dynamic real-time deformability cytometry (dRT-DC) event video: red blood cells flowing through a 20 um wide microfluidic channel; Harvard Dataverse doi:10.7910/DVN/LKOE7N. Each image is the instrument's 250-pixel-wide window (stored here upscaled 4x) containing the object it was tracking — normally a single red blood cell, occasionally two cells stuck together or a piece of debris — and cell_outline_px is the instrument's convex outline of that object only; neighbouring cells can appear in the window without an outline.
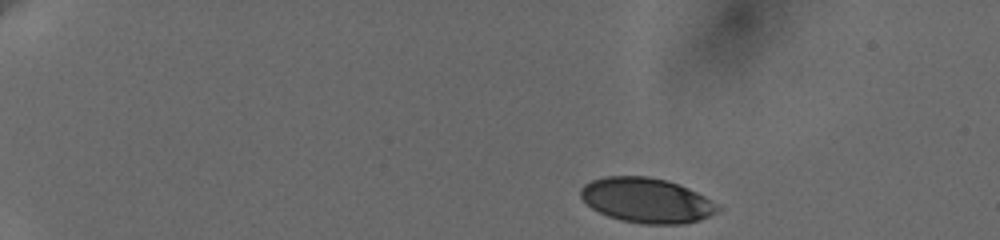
{"species": "human", "species_latin": "Homo sapiens", "temperature_condition": "cold", "stored_images_in_passage": 54, "camera_frame_rate_fps": 3000, "um_per_image_px": 0.085, "donor": {"sex": "female"}, "frame": {"image": 1, "passage_image": 1, "time_ms": 0.0, "image_size_px": [1000, 240], "cell_outline_px": [[724, 208], [700, 220], [684, 224], [644, 224], [624, 220], [608, 216], [592, 208], [580, 196], [580, 188], [584, 184], [592, 180], [604, 176], [648, 176], [668, 180], [688, 188], [704, 196]], "centroid_in_image_um": [54.98, 17.02], "position_along_channel_um": 30.0, "area_um2": 35.84}}
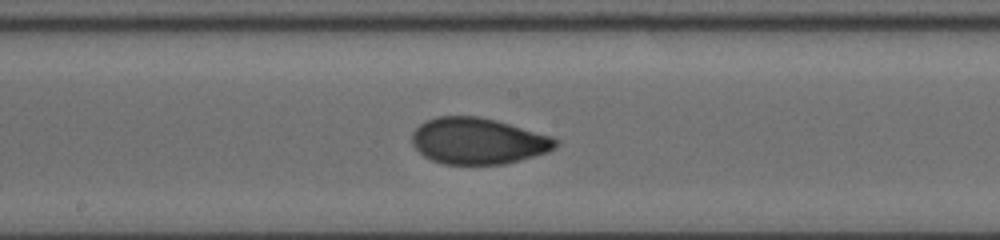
{"frame": {"image": 2, "passage_image": 30, "time_ms": 8.0, "image_size_px": [1000, 240], "cell_outline_px": [[560, 144], [556, 148], [548, 152], [520, 160], [504, 164], [444, 164], [432, 160], [424, 156], [412, 144], [412, 132], [420, 124], [436, 116], [476, 116], [496, 120], [552, 136], [560, 140]], "centroid_in_image_um": [40.67, 11.98], "position_along_channel_um": 207.5, "area_um2": 38.84}}
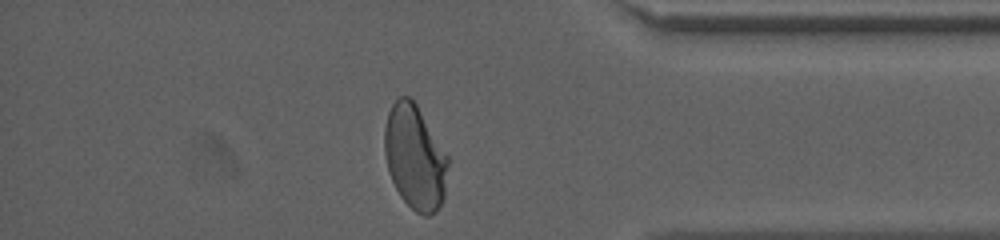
{"frame": {"image": 3, "passage_image": 53, "time_ms": 13.667, "image_size_px": [1000, 240], "cell_outline_px": [[448, 164], [444, 196], [440, 204], [428, 216], [424, 216], [416, 212], [400, 196], [392, 180], [388, 168], [384, 152], [384, 128], [388, 112], [392, 104], [400, 96], [408, 96], [416, 104], [448, 156]], "centroid_in_image_um": [35.25, 13.35], "position_along_channel_um": 400.0, "area_um2": 38.15}, "authors_computed_cell_mechanics": {"area_um2": 38.2636, "velocity_mm_per_s": 3.6381, "shape_relaxation_time_tau1_ms": 5.2396, "shape_relaxation_time_tau2_ms": 0.8863, "deformation_change_tau1": 0.1664, "deformation_change_tau2": 0.0373}}